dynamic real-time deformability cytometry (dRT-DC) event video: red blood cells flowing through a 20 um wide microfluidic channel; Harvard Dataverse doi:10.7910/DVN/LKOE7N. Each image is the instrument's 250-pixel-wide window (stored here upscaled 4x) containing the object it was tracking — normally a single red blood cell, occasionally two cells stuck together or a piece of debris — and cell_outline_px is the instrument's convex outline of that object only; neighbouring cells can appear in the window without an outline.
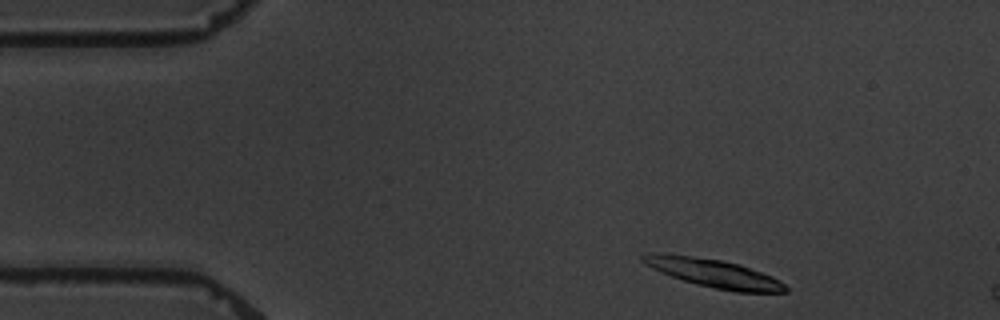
{"species": "common noctule bat (a hibernating species)", "species_latin": "Nyctalus noctula", "temperature_condition": "warm", "stored_images_in_passage": 3, "camera_frame_rate_fps": 3000, "um_per_image_px": 0.085, "animal": {"sex": "male", "body_mass_g": 19.5, "forearm_length_mm": 54.6}, "frame": {"image": 1, "passage_image": 1, "time_ms": 0.0, "image_size_px": [1000, 320], "cell_outline_px": [[788, 292], [736, 292], [696, 284], [672, 276], [652, 268], [644, 264], [640, 260], [640, 256], [648, 252], [664, 252], [720, 260], [740, 264], [772, 276], [784, 284], [788, 288]], "centroid_in_image_um": [60.62, 23.2], "position_along_channel_um": 24.4, "area_um2": 23.52}}